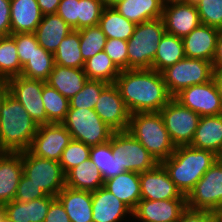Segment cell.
Here are the masks:
<instances>
[{
  "label": "cell",
  "instance_id": "23",
  "mask_svg": "<svg viewBox=\"0 0 222 222\" xmlns=\"http://www.w3.org/2000/svg\"><path fill=\"white\" fill-rule=\"evenodd\" d=\"M42 16L37 0H10L11 34L34 33Z\"/></svg>",
  "mask_w": 222,
  "mask_h": 222
},
{
  "label": "cell",
  "instance_id": "25",
  "mask_svg": "<svg viewBox=\"0 0 222 222\" xmlns=\"http://www.w3.org/2000/svg\"><path fill=\"white\" fill-rule=\"evenodd\" d=\"M71 222H93L92 192L64 187L56 196Z\"/></svg>",
  "mask_w": 222,
  "mask_h": 222
},
{
  "label": "cell",
  "instance_id": "40",
  "mask_svg": "<svg viewBox=\"0 0 222 222\" xmlns=\"http://www.w3.org/2000/svg\"><path fill=\"white\" fill-rule=\"evenodd\" d=\"M109 85L102 80L88 79L82 90L69 100L70 108H89L93 109L101 95V92Z\"/></svg>",
  "mask_w": 222,
  "mask_h": 222
},
{
  "label": "cell",
  "instance_id": "10",
  "mask_svg": "<svg viewBox=\"0 0 222 222\" xmlns=\"http://www.w3.org/2000/svg\"><path fill=\"white\" fill-rule=\"evenodd\" d=\"M159 112L175 147L190 145L201 116L182 106L174 98Z\"/></svg>",
  "mask_w": 222,
  "mask_h": 222
},
{
  "label": "cell",
  "instance_id": "55",
  "mask_svg": "<svg viewBox=\"0 0 222 222\" xmlns=\"http://www.w3.org/2000/svg\"><path fill=\"white\" fill-rule=\"evenodd\" d=\"M215 222H222V203L213 211Z\"/></svg>",
  "mask_w": 222,
  "mask_h": 222
},
{
  "label": "cell",
  "instance_id": "33",
  "mask_svg": "<svg viewBox=\"0 0 222 222\" xmlns=\"http://www.w3.org/2000/svg\"><path fill=\"white\" fill-rule=\"evenodd\" d=\"M55 64L62 67L84 68L80 50L79 30H72L59 44L53 54Z\"/></svg>",
  "mask_w": 222,
  "mask_h": 222
},
{
  "label": "cell",
  "instance_id": "9",
  "mask_svg": "<svg viewBox=\"0 0 222 222\" xmlns=\"http://www.w3.org/2000/svg\"><path fill=\"white\" fill-rule=\"evenodd\" d=\"M23 174L46 195L56 197L65 187V173L59 162L22 151Z\"/></svg>",
  "mask_w": 222,
  "mask_h": 222
},
{
  "label": "cell",
  "instance_id": "54",
  "mask_svg": "<svg viewBox=\"0 0 222 222\" xmlns=\"http://www.w3.org/2000/svg\"><path fill=\"white\" fill-rule=\"evenodd\" d=\"M8 92L9 90L7 80L0 78V111L2 109V100Z\"/></svg>",
  "mask_w": 222,
  "mask_h": 222
},
{
  "label": "cell",
  "instance_id": "19",
  "mask_svg": "<svg viewBox=\"0 0 222 222\" xmlns=\"http://www.w3.org/2000/svg\"><path fill=\"white\" fill-rule=\"evenodd\" d=\"M162 19L166 32L179 38L201 24L196 4L186 2L164 5Z\"/></svg>",
  "mask_w": 222,
  "mask_h": 222
},
{
  "label": "cell",
  "instance_id": "29",
  "mask_svg": "<svg viewBox=\"0 0 222 222\" xmlns=\"http://www.w3.org/2000/svg\"><path fill=\"white\" fill-rule=\"evenodd\" d=\"M65 186L93 192L104 186V180L100 170L93 165L91 159H87L65 174Z\"/></svg>",
  "mask_w": 222,
  "mask_h": 222
},
{
  "label": "cell",
  "instance_id": "28",
  "mask_svg": "<svg viewBox=\"0 0 222 222\" xmlns=\"http://www.w3.org/2000/svg\"><path fill=\"white\" fill-rule=\"evenodd\" d=\"M104 187L132 211L141 200L139 173L127 171L104 181Z\"/></svg>",
  "mask_w": 222,
  "mask_h": 222
},
{
  "label": "cell",
  "instance_id": "56",
  "mask_svg": "<svg viewBox=\"0 0 222 222\" xmlns=\"http://www.w3.org/2000/svg\"><path fill=\"white\" fill-rule=\"evenodd\" d=\"M105 7H114L116 4L125 0H102Z\"/></svg>",
  "mask_w": 222,
  "mask_h": 222
},
{
  "label": "cell",
  "instance_id": "24",
  "mask_svg": "<svg viewBox=\"0 0 222 222\" xmlns=\"http://www.w3.org/2000/svg\"><path fill=\"white\" fill-rule=\"evenodd\" d=\"M190 146L222 156V114L201 116Z\"/></svg>",
  "mask_w": 222,
  "mask_h": 222
},
{
  "label": "cell",
  "instance_id": "22",
  "mask_svg": "<svg viewBox=\"0 0 222 222\" xmlns=\"http://www.w3.org/2000/svg\"><path fill=\"white\" fill-rule=\"evenodd\" d=\"M56 197L47 195L29 202L13 200L4 204L7 222H44L49 206Z\"/></svg>",
  "mask_w": 222,
  "mask_h": 222
},
{
  "label": "cell",
  "instance_id": "60",
  "mask_svg": "<svg viewBox=\"0 0 222 222\" xmlns=\"http://www.w3.org/2000/svg\"><path fill=\"white\" fill-rule=\"evenodd\" d=\"M6 153H7L6 151L0 150V159H1Z\"/></svg>",
  "mask_w": 222,
  "mask_h": 222
},
{
  "label": "cell",
  "instance_id": "50",
  "mask_svg": "<svg viewBox=\"0 0 222 222\" xmlns=\"http://www.w3.org/2000/svg\"><path fill=\"white\" fill-rule=\"evenodd\" d=\"M11 34L10 0H0V37Z\"/></svg>",
  "mask_w": 222,
  "mask_h": 222
},
{
  "label": "cell",
  "instance_id": "35",
  "mask_svg": "<svg viewBox=\"0 0 222 222\" xmlns=\"http://www.w3.org/2000/svg\"><path fill=\"white\" fill-rule=\"evenodd\" d=\"M84 72L88 79L102 80L114 84L120 70L103 50L85 61Z\"/></svg>",
  "mask_w": 222,
  "mask_h": 222
},
{
  "label": "cell",
  "instance_id": "31",
  "mask_svg": "<svg viewBox=\"0 0 222 222\" xmlns=\"http://www.w3.org/2000/svg\"><path fill=\"white\" fill-rule=\"evenodd\" d=\"M98 26L107 39H120L128 41L136 24L122 16L114 7H104Z\"/></svg>",
  "mask_w": 222,
  "mask_h": 222
},
{
  "label": "cell",
  "instance_id": "49",
  "mask_svg": "<svg viewBox=\"0 0 222 222\" xmlns=\"http://www.w3.org/2000/svg\"><path fill=\"white\" fill-rule=\"evenodd\" d=\"M44 222H71L63 205L57 198L51 202Z\"/></svg>",
  "mask_w": 222,
  "mask_h": 222
},
{
  "label": "cell",
  "instance_id": "11",
  "mask_svg": "<svg viewBox=\"0 0 222 222\" xmlns=\"http://www.w3.org/2000/svg\"><path fill=\"white\" fill-rule=\"evenodd\" d=\"M187 207L195 210L214 211L222 203V158L205 172L186 196Z\"/></svg>",
  "mask_w": 222,
  "mask_h": 222
},
{
  "label": "cell",
  "instance_id": "20",
  "mask_svg": "<svg viewBox=\"0 0 222 222\" xmlns=\"http://www.w3.org/2000/svg\"><path fill=\"white\" fill-rule=\"evenodd\" d=\"M220 30L200 24L182 38L185 57L212 62Z\"/></svg>",
  "mask_w": 222,
  "mask_h": 222
},
{
  "label": "cell",
  "instance_id": "14",
  "mask_svg": "<svg viewBox=\"0 0 222 222\" xmlns=\"http://www.w3.org/2000/svg\"><path fill=\"white\" fill-rule=\"evenodd\" d=\"M71 140V134L62 123L39 125L29 151L40 158L59 162Z\"/></svg>",
  "mask_w": 222,
  "mask_h": 222
},
{
  "label": "cell",
  "instance_id": "3",
  "mask_svg": "<svg viewBox=\"0 0 222 222\" xmlns=\"http://www.w3.org/2000/svg\"><path fill=\"white\" fill-rule=\"evenodd\" d=\"M220 157L209 150L190 145L177 146L174 153L160 164L180 192L187 196L205 172Z\"/></svg>",
  "mask_w": 222,
  "mask_h": 222
},
{
  "label": "cell",
  "instance_id": "16",
  "mask_svg": "<svg viewBox=\"0 0 222 222\" xmlns=\"http://www.w3.org/2000/svg\"><path fill=\"white\" fill-rule=\"evenodd\" d=\"M186 208V198L141 199L132 211V220L137 219L138 222H177Z\"/></svg>",
  "mask_w": 222,
  "mask_h": 222
},
{
  "label": "cell",
  "instance_id": "52",
  "mask_svg": "<svg viewBox=\"0 0 222 222\" xmlns=\"http://www.w3.org/2000/svg\"><path fill=\"white\" fill-rule=\"evenodd\" d=\"M212 66L214 71H222V30L218 34Z\"/></svg>",
  "mask_w": 222,
  "mask_h": 222
},
{
  "label": "cell",
  "instance_id": "34",
  "mask_svg": "<svg viewBox=\"0 0 222 222\" xmlns=\"http://www.w3.org/2000/svg\"><path fill=\"white\" fill-rule=\"evenodd\" d=\"M55 65L53 53L46 51L42 46H38L34 54L22 67L21 76L47 81Z\"/></svg>",
  "mask_w": 222,
  "mask_h": 222
},
{
  "label": "cell",
  "instance_id": "7",
  "mask_svg": "<svg viewBox=\"0 0 222 222\" xmlns=\"http://www.w3.org/2000/svg\"><path fill=\"white\" fill-rule=\"evenodd\" d=\"M110 142L118 162V175L127 171L142 173L159 164L128 131L114 132Z\"/></svg>",
  "mask_w": 222,
  "mask_h": 222
},
{
  "label": "cell",
  "instance_id": "8",
  "mask_svg": "<svg viewBox=\"0 0 222 222\" xmlns=\"http://www.w3.org/2000/svg\"><path fill=\"white\" fill-rule=\"evenodd\" d=\"M161 73L169 94L174 97L185 88L212 80L214 69L210 61L184 57Z\"/></svg>",
  "mask_w": 222,
  "mask_h": 222
},
{
  "label": "cell",
  "instance_id": "13",
  "mask_svg": "<svg viewBox=\"0 0 222 222\" xmlns=\"http://www.w3.org/2000/svg\"><path fill=\"white\" fill-rule=\"evenodd\" d=\"M173 98L182 106L191 109L200 116L222 114V104L213 79L204 84L185 88Z\"/></svg>",
  "mask_w": 222,
  "mask_h": 222
},
{
  "label": "cell",
  "instance_id": "30",
  "mask_svg": "<svg viewBox=\"0 0 222 222\" xmlns=\"http://www.w3.org/2000/svg\"><path fill=\"white\" fill-rule=\"evenodd\" d=\"M163 7L162 0H125L114 6L122 16L135 24L161 18Z\"/></svg>",
  "mask_w": 222,
  "mask_h": 222
},
{
  "label": "cell",
  "instance_id": "47",
  "mask_svg": "<svg viewBox=\"0 0 222 222\" xmlns=\"http://www.w3.org/2000/svg\"><path fill=\"white\" fill-rule=\"evenodd\" d=\"M57 14L73 30H78L79 0H61Z\"/></svg>",
  "mask_w": 222,
  "mask_h": 222
},
{
  "label": "cell",
  "instance_id": "12",
  "mask_svg": "<svg viewBox=\"0 0 222 222\" xmlns=\"http://www.w3.org/2000/svg\"><path fill=\"white\" fill-rule=\"evenodd\" d=\"M8 90L27 110L38 125L48 124L46 110L42 102L45 81L23 77L21 75L7 80Z\"/></svg>",
  "mask_w": 222,
  "mask_h": 222
},
{
  "label": "cell",
  "instance_id": "21",
  "mask_svg": "<svg viewBox=\"0 0 222 222\" xmlns=\"http://www.w3.org/2000/svg\"><path fill=\"white\" fill-rule=\"evenodd\" d=\"M22 175V152H7L0 159V205L15 199Z\"/></svg>",
  "mask_w": 222,
  "mask_h": 222
},
{
  "label": "cell",
  "instance_id": "39",
  "mask_svg": "<svg viewBox=\"0 0 222 222\" xmlns=\"http://www.w3.org/2000/svg\"><path fill=\"white\" fill-rule=\"evenodd\" d=\"M79 35L80 50L84 61L104 50L107 37L98 25L80 29Z\"/></svg>",
  "mask_w": 222,
  "mask_h": 222
},
{
  "label": "cell",
  "instance_id": "48",
  "mask_svg": "<svg viewBox=\"0 0 222 222\" xmlns=\"http://www.w3.org/2000/svg\"><path fill=\"white\" fill-rule=\"evenodd\" d=\"M177 222H215L214 213L206 210L186 208Z\"/></svg>",
  "mask_w": 222,
  "mask_h": 222
},
{
  "label": "cell",
  "instance_id": "18",
  "mask_svg": "<svg viewBox=\"0 0 222 222\" xmlns=\"http://www.w3.org/2000/svg\"><path fill=\"white\" fill-rule=\"evenodd\" d=\"M127 218L132 210L104 186L92 192L93 222H129Z\"/></svg>",
  "mask_w": 222,
  "mask_h": 222
},
{
  "label": "cell",
  "instance_id": "6",
  "mask_svg": "<svg viewBox=\"0 0 222 222\" xmlns=\"http://www.w3.org/2000/svg\"><path fill=\"white\" fill-rule=\"evenodd\" d=\"M72 139L93 147L110 141L115 132L89 108H69L62 122Z\"/></svg>",
  "mask_w": 222,
  "mask_h": 222
},
{
  "label": "cell",
  "instance_id": "27",
  "mask_svg": "<svg viewBox=\"0 0 222 222\" xmlns=\"http://www.w3.org/2000/svg\"><path fill=\"white\" fill-rule=\"evenodd\" d=\"M87 80L83 68L62 67L55 64L46 83L70 100L82 90Z\"/></svg>",
  "mask_w": 222,
  "mask_h": 222
},
{
  "label": "cell",
  "instance_id": "15",
  "mask_svg": "<svg viewBox=\"0 0 222 222\" xmlns=\"http://www.w3.org/2000/svg\"><path fill=\"white\" fill-rule=\"evenodd\" d=\"M94 111L115 132L127 131L131 114L114 84L101 92Z\"/></svg>",
  "mask_w": 222,
  "mask_h": 222
},
{
  "label": "cell",
  "instance_id": "5",
  "mask_svg": "<svg viewBox=\"0 0 222 222\" xmlns=\"http://www.w3.org/2000/svg\"><path fill=\"white\" fill-rule=\"evenodd\" d=\"M165 32L162 17L136 24L127 41L128 69H152L157 46Z\"/></svg>",
  "mask_w": 222,
  "mask_h": 222
},
{
  "label": "cell",
  "instance_id": "2",
  "mask_svg": "<svg viewBox=\"0 0 222 222\" xmlns=\"http://www.w3.org/2000/svg\"><path fill=\"white\" fill-rule=\"evenodd\" d=\"M38 126L22 104L8 92L2 100L0 111V150H29Z\"/></svg>",
  "mask_w": 222,
  "mask_h": 222
},
{
  "label": "cell",
  "instance_id": "45",
  "mask_svg": "<svg viewBox=\"0 0 222 222\" xmlns=\"http://www.w3.org/2000/svg\"><path fill=\"white\" fill-rule=\"evenodd\" d=\"M16 43L17 54L20 64L23 67L25 63L34 54L35 49L39 46L34 33H16L10 34Z\"/></svg>",
  "mask_w": 222,
  "mask_h": 222
},
{
  "label": "cell",
  "instance_id": "26",
  "mask_svg": "<svg viewBox=\"0 0 222 222\" xmlns=\"http://www.w3.org/2000/svg\"><path fill=\"white\" fill-rule=\"evenodd\" d=\"M73 30L57 13L42 16L34 32L40 46L54 54L61 41Z\"/></svg>",
  "mask_w": 222,
  "mask_h": 222
},
{
  "label": "cell",
  "instance_id": "57",
  "mask_svg": "<svg viewBox=\"0 0 222 222\" xmlns=\"http://www.w3.org/2000/svg\"><path fill=\"white\" fill-rule=\"evenodd\" d=\"M186 0H162L163 5H169L174 3H185Z\"/></svg>",
  "mask_w": 222,
  "mask_h": 222
},
{
  "label": "cell",
  "instance_id": "46",
  "mask_svg": "<svg viewBox=\"0 0 222 222\" xmlns=\"http://www.w3.org/2000/svg\"><path fill=\"white\" fill-rule=\"evenodd\" d=\"M46 196L40 187L34 185L31 180L23 174L17 187L14 200L29 202Z\"/></svg>",
  "mask_w": 222,
  "mask_h": 222
},
{
  "label": "cell",
  "instance_id": "51",
  "mask_svg": "<svg viewBox=\"0 0 222 222\" xmlns=\"http://www.w3.org/2000/svg\"><path fill=\"white\" fill-rule=\"evenodd\" d=\"M61 0H37L42 15L56 14Z\"/></svg>",
  "mask_w": 222,
  "mask_h": 222
},
{
  "label": "cell",
  "instance_id": "41",
  "mask_svg": "<svg viewBox=\"0 0 222 222\" xmlns=\"http://www.w3.org/2000/svg\"><path fill=\"white\" fill-rule=\"evenodd\" d=\"M90 148L85 143L72 139L59 160L63 172L66 174L73 167L90 159Z\"/></svg>",
  "mask_w": 222,
  "mask_h": 222
},
{
  "label": "cell",
  "instance_id": "1",
  "mask_svg": "<svg viewBox=\"0 0 222 222\" xmlns=\"http://www.w3.org/2000/svg\"><path fill=\"white\" fill-rule=\"evenodd\" d=\"M114 85L130 114L159 112L173 98L162 73L153 69L122 70Z\"/></svg>",
  "mask_w": 222,
  "mask_h": 222
},
{
  "label": "cell",
  "instance_id": "53",
  "mask_svg": "<svg viewBox=\"0 0 222 222\" xmlns=\"http://www.w3.org/2000/svg\"><path fill=\"white\" fill-rule=\"evenodd\" d=\"M213 80L216 84V87H217V90L219 93V97H220V101L222 104V71H214Z\"/></svg>",
  "mask_w": 222,
  "mask_h": 222
},
{
  "label": "cell",
  "instance_id": "36",
  "mask_svg": "<svg viewBox=\"0 0 222 222\" xmlns=\"http://www.w3.org/2000/svg\"><path fill=\"white\" fill-rule=\"evenodd\" d=\"M22 66L17 54L14 38L9 36L0 37V78H9L21 75Z\"/></svg>",
  "mask_w": 222,
  "mask_h": 222
},
{
  "label": "cell",
  "instance_id": "37",
  "mask_svg": "<svg viewBox=\"0 0 222 222\" xmlns=\"http://www.w3.org/2000/svg\"><path fill=\"white\" fill-rule=\"evenodd\" d=\"M42 102L49 123H62L70 108L69 99L61 95L46 82L43 85Z\"/></svg>",
  "mask_w": 222,
  "mask_h": 222
},
{
  "label": "cell",
  "instance_id": "44",
  "mask_svg": "<svg viewBox=\"0 0 222 222\" xmlns=\"http://www.w3.org/2000/svg\"><path fill=\"white\" fill-rule=\"evenodd\" d=\"M104 51L120 71L128 69V49L126 40L115 38L107 39Z\"/></svg>",
  "mask_w": 222,
  "mask_h": 222
},
{
  "label": "cell",
  "instance_id": "59",
  "mask_svg": "<svg viewBox=\"0 0 222 222\" xmlns=\"http://www.w3.org/2000/svg\"><path fill=\"white\" fill-rule=\"evenodd\" d=\"M199 0H186V3L196 4Z\"/></svg>",
  "mask_w": 222,
  "mask_h": 222
},
{
  "label": "cell",
  "instance_id": "17",
  "mask_svg": "<svg viewBox=\"0 0 222 222\" xmlns=\"http://www.w3.org/2000/svg\"><path fill=\"white\" fill-rule=\"evenodd\" d=\"M141 199L171 200L186 198L159 163L154 169L139 173Z\"/></svg>",
  "mask_w": 222,
  "mask_h": 222
},
{
  "label": "cell",
  "instance_id": "58",
  "mask_svg": "<svg viewBox=\"0 0 222 222\" xmlns=\"http://www.w3.org/2000/svg\"><path fill=\"white\" fill-rule=\"evenodd\" d=\"M0 222H7L3 205H0Z\"/></svg>",
  "mask_w": 222,
  "mask_h": 222
},
{
  "label": "cell",
  "instance_id": "32",
  "mask_svg": "<svg viewBox=\"0 0 222 222\" xmlns=\"http://www.w3.org/2000/svg\"><path fill=\"white\" fill-rule=\"evenodd\" d=\"M185 57L182 38L165 32L157 46L152 69L162 72Z\"/></svg>",
  "mask_w": 222,
  "mask_h": 222
},
{
  "label": "cell",
  "instance_id": "43",
  "mask_svg": "<svg viewBox=\"0 0 222 222\" xmlns=\"http://www.w3.org/2000/svg\"><path fill=\"white\" fill-rule=\"evenodd\" d=\"M196 7L201 24L222 30V0H199Z\"/></svg>",
  "mask_w": 222,
  "mask_h": 222
},
{
  "label": "cell",
  "instance_id": "42",
  "mask_svg": "<svg viewBox=\"0 0 222 222\" xmlns=\"http://www.w3.org/2000/svg\"><path fill=\"white\" fill-rule=\"evenodd\" d=\"M104 7L102 0H79L78 30L97 26Z\"/></svg>",
  "mask_w": 222,
  "mask_h": 222
},
{
  "label": "cell",
  "instance_id": "4",
  "mask_svg": "<svg viewBox=\"0 0 222 222\" xmlns=\"http://www.w3.org/2000/svg\"><path fill=\"white\" fill-rule=\"evenodd\" d=\"M127 131L137 139L158 163L175 151L160 112H137L130 115Z\"/></svg>",
  "mask_w": 222,
  "mask_h": 222
},
{
  "label": "cell",
  "instance_id": "38",
  "mask_svg": "<svg viewBox=\"0 0 222 222\" xmlns=\"http://www.w3.org/2000/svg\"><path fill=\"white\" fill-rule=\"evenodd\" d=\"M90 159L102 175L104 181L118 175V162L113 155L111 142L96 145L90 148Z\"/></svg>",
  "mask_w": 222,
  "mask_h": 222
}]
</instances>
